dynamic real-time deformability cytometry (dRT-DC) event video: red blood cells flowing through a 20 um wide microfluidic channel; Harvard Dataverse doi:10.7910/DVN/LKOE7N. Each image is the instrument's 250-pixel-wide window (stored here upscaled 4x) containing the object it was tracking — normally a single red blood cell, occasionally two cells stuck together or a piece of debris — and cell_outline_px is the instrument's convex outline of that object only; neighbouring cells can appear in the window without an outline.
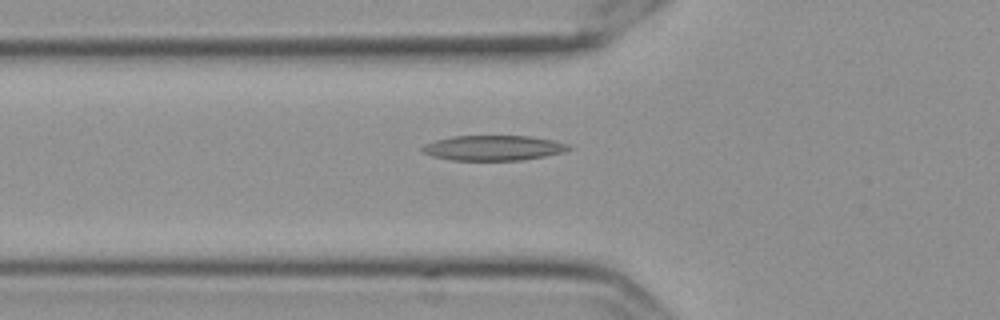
{"species": "Egyptian fruit bat (a non-hibernating species)", "species_latin": "Rousettus aegyptiacus", "temperature_condition": "cold", "stored_images_in_passage": 43, "camera_frame_rate_fps": 3000, "um_per_image_px": 0.085, "frame": {"image": 1, "passage_image": 6, "time_ms": 1.667, "image_size_px": [1000, 320], "cell_outline_px": [[572, 148], [564, 152], [524, 160], [452, 160], [432, 156], [424, 152], [420, 148], [424, 144], [436, 140], [452, 136], [532, 136], [552, 140], [568, 144]], "centroid_in_image_um": [41.94, 12.57], "position_along_channel_um": 83.9, "area_um2": 21.39}}
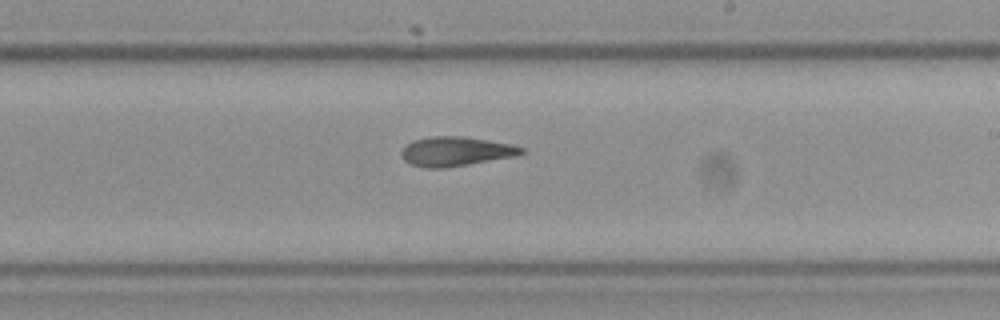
{"frame": {"image": 2, "passage_image": 20, "time_ms": 6.333, "image_size_px": [1000, 320], "cell_outline_px": [[524, 152], [516, 156], [444, 168], [428, 168], [412, 164], [404, 160], [400, 152], [412, 140], [432, 136], [464, 136], [512, 144], [524, 148]], "centroid_in_image_um": [38.75, 12.86], "position_along_channel_um": 250.2, "area_um2": 20.4}}
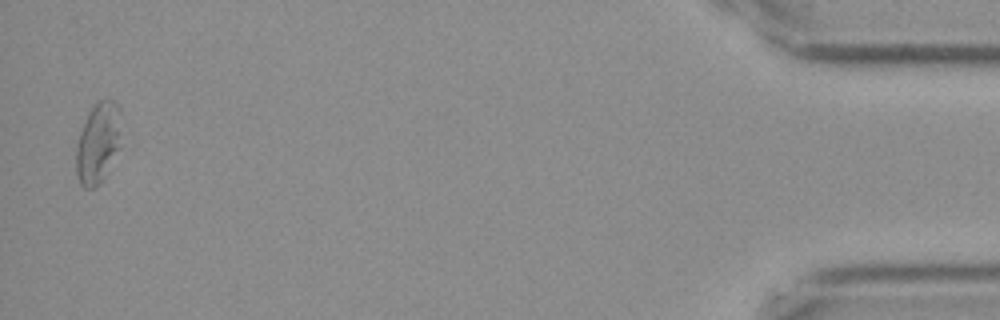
{"frame": {"image": 3, "passage_image": 42, "time_ms": 13.667, "image_size_px": [1000, 320], "cell_outline_px": [[120, 148], [100, 184], [92, 188], [84, 188], [80, 184], [76, 172], [76, 148], [80, 132], [88, 112], [100, 100], [116, 100], [120, 108]], "centroid_in_image_um": [8.34, 12.15], "position_along_channel_um": 426.9, "area_um2": 21.27}, "authors_computed_cell_mechanics": {"area_um2": 20.5768, "velocity_mm_per_s": 3.5393, "shape_relaxation_time_tau1_ms": 6.3922, "shape_relaxation_time_tau2_ms": 5.8381, "deformation_change_tau1": 0.1708, "deformation_change_tau2": 0.166}}